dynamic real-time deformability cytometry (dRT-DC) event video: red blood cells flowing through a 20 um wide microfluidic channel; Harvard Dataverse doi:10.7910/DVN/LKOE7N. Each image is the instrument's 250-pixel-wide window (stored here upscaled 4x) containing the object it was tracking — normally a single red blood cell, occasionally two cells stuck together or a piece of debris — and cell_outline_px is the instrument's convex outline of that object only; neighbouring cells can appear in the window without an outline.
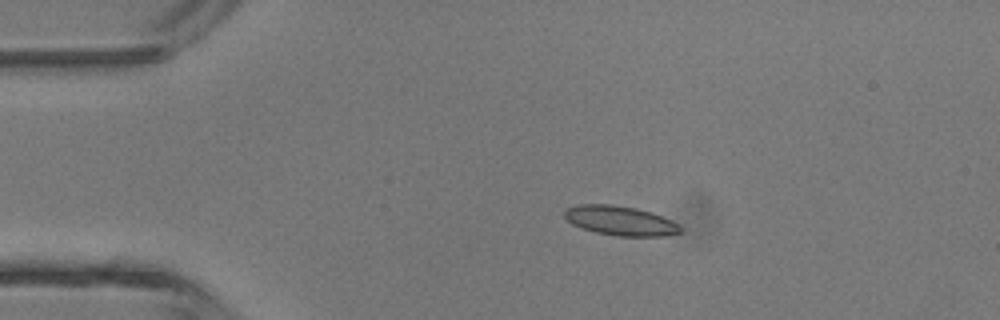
{"species": "common noctule bat (a hibernating species)", "species_latin": "Nyctalus noctula", "temperature_condition": "room temperature", "stored_images_in_passage": 3, "camera_frame_rate_fps": 3000, "um_per_image_px": 0.085, "animal": {"sex": "male", "body_mass_g": 13.3}, "frame": {"image": 1, "passage_image": 1, "time_ms": 0.0, "image_size_px": [1000, 320], "cell_outline_px": [[680, 232], [664, 236], [616, 236], [596, 232], [580, 228], [572, 224], [564, 216], [564, 208], [576, 204], [612, 204], [636, 208], [652, 212], [676, 224], [680, 228]], "centroid_in_image_um": [52.63, 18.74], "position_along_channel_um": 32.4, "area_um2": 19.83}}
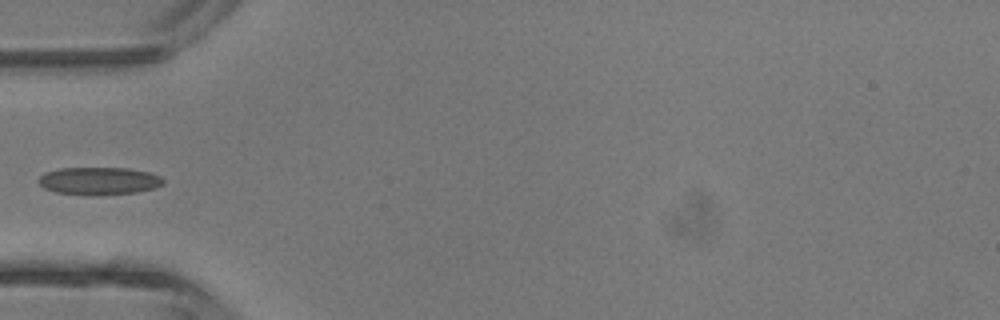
{"frame": {"image": 2, "passage_image": 3, "time_ms": 2.0, "image_size_px": [1000, 320], "cell_outline_px": [[164, 184], [156, 188], [136, 192], [56, 192], [44, 188], [36, 180], [44, 172], [60, 168], [128, 168], [148, 172], [160, 176], [164, 180]], "centroid_in_image_um": [8.43, 15.32], "position_along_channel_um": 76.6, "area_um2": 19.13}}